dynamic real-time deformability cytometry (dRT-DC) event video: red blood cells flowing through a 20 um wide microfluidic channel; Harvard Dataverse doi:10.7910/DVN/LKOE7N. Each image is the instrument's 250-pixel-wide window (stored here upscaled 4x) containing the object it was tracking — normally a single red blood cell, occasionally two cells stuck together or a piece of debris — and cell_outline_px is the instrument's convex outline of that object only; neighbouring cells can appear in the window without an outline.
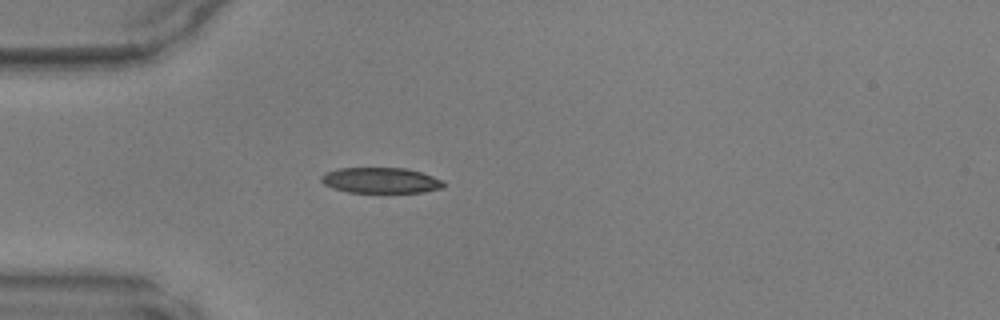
{"species": "common noctule bat (a hibernating species)", "species_latin": "Nyctalus noctula", "temperature_condition": "warm", "stored_images_in_passage": 5, "camera_frame_rate_fps": 3000, "um_per_image_px": 0.085, "animal": {"sex": "male", "body_mass_g": 17.9, "forearm_length_mm": 54.2}, "frame": {"image": 1, "passage_image": 1, "time_ms": 0.0, "image_size_px": [1000, 320], "cell_outline_px": [[444, 188], [424, 192], [348, 192], [332, 188], [324, 184], [320, 180], [320, 176], [336, 168], [408, 168], [444, 180]], "centroid_in_image_um": [32.37, 15.33], "position_along_channel_um": 52.6, "area_um2": 18.32}}